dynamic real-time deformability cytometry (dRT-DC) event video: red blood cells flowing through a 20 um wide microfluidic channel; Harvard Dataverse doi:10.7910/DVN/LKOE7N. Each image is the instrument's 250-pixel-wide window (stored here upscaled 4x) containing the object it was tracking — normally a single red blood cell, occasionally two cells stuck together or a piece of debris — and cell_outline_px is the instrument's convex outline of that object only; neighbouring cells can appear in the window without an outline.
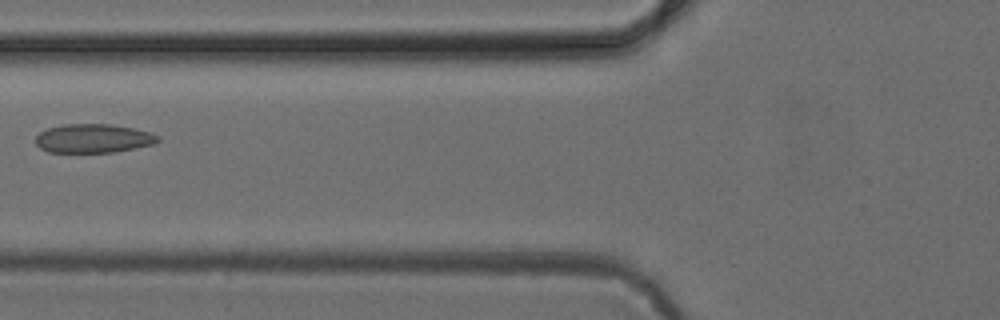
{"species": "common noctule bat (a hibernating species)", "species_latin": "Nyctalus noctula", "temperature_condition": "cold", "stored_images_in_passage": 4, "camera_frame_rate_fps": 3000, "um_per_image_px": 0.085, "animal": {"sex": "female", "body_mass_g": 24.6, "forearm_length_mm": 56.2}, "frame": {"image": 1, "passage_image": 4, "time_ms": 4.333, "image_size_px": [1000, 320], "cell_outline_px": [[160, 140], [152, 144], [112, 152], [48, 152], [40, 148], [36, 144], [36, 136], [40, 132], [48, 128], [64, 124], [108, 124], [132, 128], [148, 132], [160, 136]], "centroid_in_image_um": [7.89, 11.76], "position_along_channel_um": 117.9, "area_um2": 20.29}}